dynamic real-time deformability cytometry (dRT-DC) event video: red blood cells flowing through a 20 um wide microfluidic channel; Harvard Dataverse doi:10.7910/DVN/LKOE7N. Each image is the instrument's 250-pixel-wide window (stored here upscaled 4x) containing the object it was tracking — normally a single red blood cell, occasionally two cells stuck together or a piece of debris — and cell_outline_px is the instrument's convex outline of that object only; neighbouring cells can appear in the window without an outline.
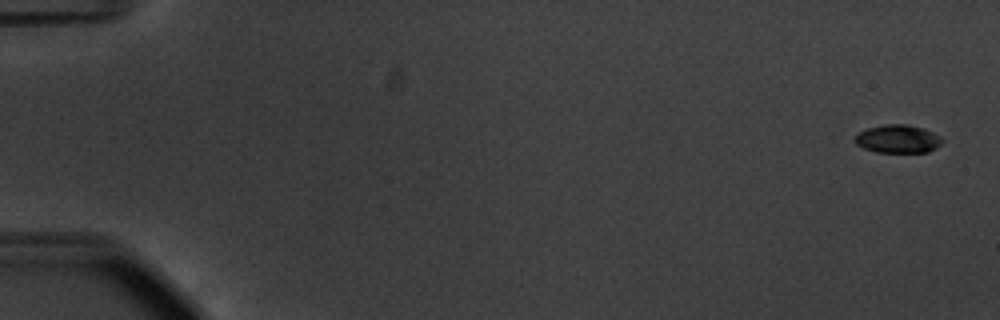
{"species": "common noctule bat (a hibernating species)", "species_latin": "Nyctalus noctula", "temperature_condition": "warm", "stored_images_in_passage": 57, "camera_frame_rate_fps": 3000, "um_per_image_px": 0.085, "animal": {"sex": "male", "body_mass_g": 20.1, "forearm_length_mm": 53.5}, "frame": {"image": 1, "passage_image": 3, "time_ms": 0.667, "image_size_px": [1000, 320], "cell_outline_px": [[944, 140], [936, 148], [928, 152], [876, 152], [864, 148], [856, 144], [852, 140], [860, 132], [868, 128], [884, 124], [908, 124], [924, 128], [940, 136]], "centroid_in_image_um": [76.33, 11.8], "position_along_channel_um": 8.7, "area_um2": 14.39}}
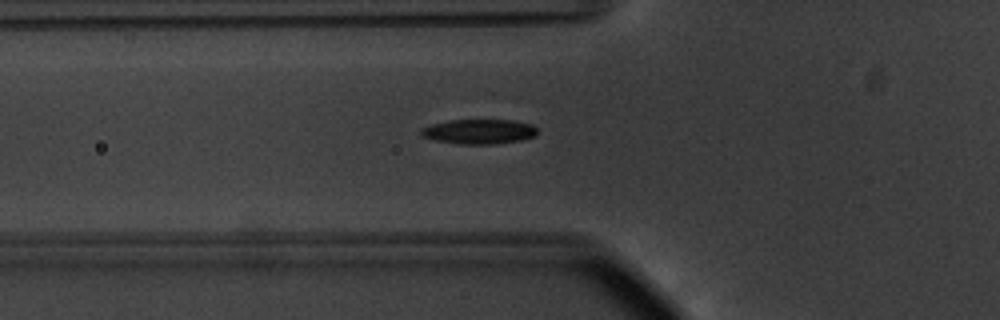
{"frame": {"image": 2, "passage_image": 22, "time_ms": 7.0, "image_size_px": [1000, 320], "cell_outline_px": [[536, 136], [520, 140], [496, 144], [460, 144], [436, 140], [424, 136], [420, 132], [420, 128], [432, 124], [452, 120], [512, 120], [532, 124], [536, 128]], "centroid_in_image_um": [40.74, 11.18], "position_along_channel_um": 85.1, "area_um2": 16.65}}
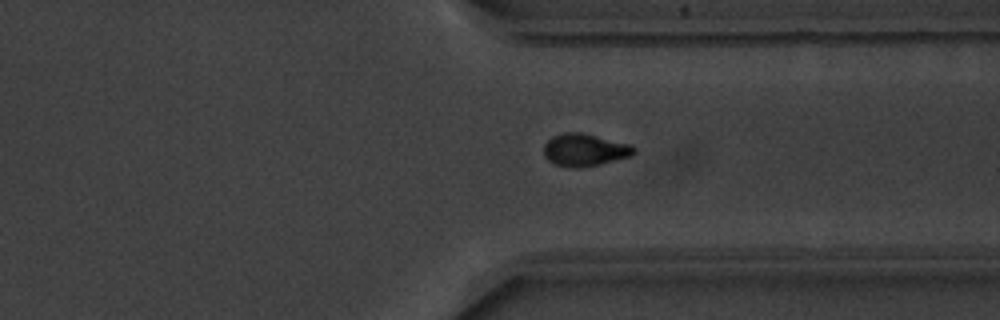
{"frame": {"image": 3, "passage_image": 44, "time_ms": 14.333, "image_size_px": [1000, 320], "cell_outline_px": [[636, 152], [632, 156], [600, 164], [580, 168], [572, 168], [556, 164], [548, 160], [544, 156], [544, 144], [552, 136], [564, 132], [584, 132], [632, 144], [636, 148]], "centroid_in_image_um": [49.73, 12.73], "position_along_channel_um": 361.7, "area_um2": 17.4}, "authors_computed_cell_mechanics": {"area_um2": 16.3574, "velocity_mm_per_s": 3.762, "shape_relaxation_time_tau1_ms": 2.7579, "shape_relaxation_time_tau2_ms": 5.6471, "deformation_change_tau1": 0.1405, "deformation_change_tau2": 0.0825}}